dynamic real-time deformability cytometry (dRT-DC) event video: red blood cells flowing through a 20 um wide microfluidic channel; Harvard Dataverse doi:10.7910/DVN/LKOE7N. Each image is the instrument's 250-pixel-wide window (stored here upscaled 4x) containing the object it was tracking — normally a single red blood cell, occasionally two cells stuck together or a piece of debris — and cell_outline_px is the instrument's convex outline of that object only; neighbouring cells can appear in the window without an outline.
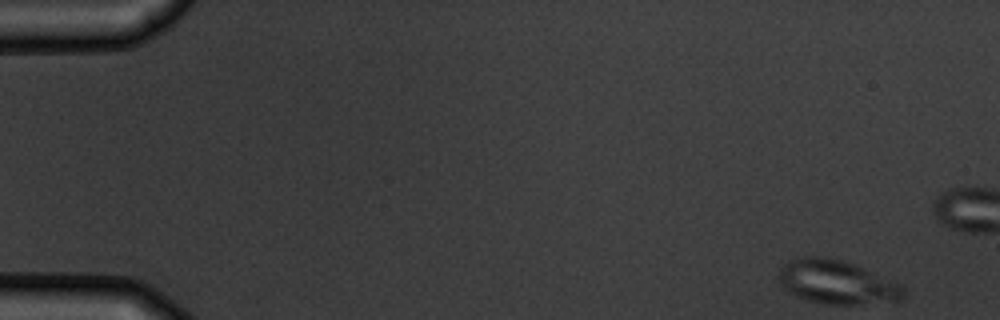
{"species": "common noctule bat (a hibernating species)", "species_latin": "Nyctalus noctula", "temperature_condition": "warm", "stored_images_in_passage": 7, "camera_frame_rate_fps": 3000, "um_per_image_px": 0.085, "animal": {"sex": "male", "body_mass_g": 19.5, "forearm_length_mm": 54.6}, "frame": {"image": 1, "passage_image": 1, "time_ms": 0.0, "image_size_px": [1000, 320], "cell_outline_px": [[904, 296], [900, 300], [856, 304], [824, 304], [808, 300], [796, 296], [788, 292], [784, 288], [780, 280], [780, 268], [784, 264], [792, 260], [804, 256], [828, 256], [856, 264], [900, 284], [904, 288]], "centroid_in_image_um": [71.13, 23.97], "position_along_channel_um": 13.9, "area_um2": 31.67}}